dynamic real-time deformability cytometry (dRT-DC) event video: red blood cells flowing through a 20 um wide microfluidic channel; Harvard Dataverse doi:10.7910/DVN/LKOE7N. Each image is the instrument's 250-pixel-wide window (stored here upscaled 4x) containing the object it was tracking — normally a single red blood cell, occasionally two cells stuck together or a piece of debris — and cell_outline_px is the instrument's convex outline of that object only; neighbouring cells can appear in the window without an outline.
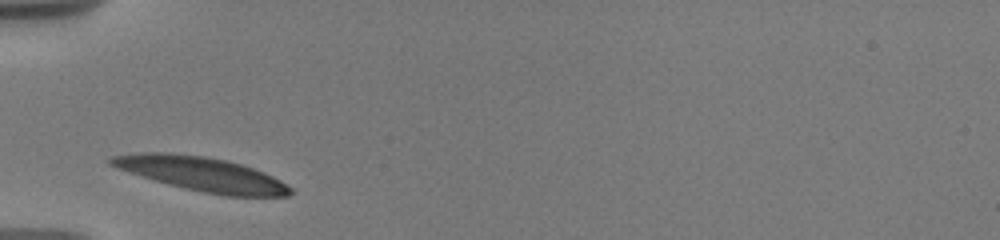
{"species": "human", "species_latin": "Homo sapiens", "temperature_condition": "warm", "stored_images_in_passage": 18, "camera_frame_rate_fps": 3000, "um_per_image_px": 0.085, "donor": {"sex": "male"}, "frame": {"image": 1, "passage_image": 1, "time_ms": 0.0, "image_size_px": [1000, 240], "cell_outline_px": [[292, 192], [288, 196], [228, 196], [204, 192], [156, 180], [116, 168], [108, 164], [108, 156], [136, 152], [168, 152], [204, 156], [224, 160], [240, 164], [264, 172], [280, 180], [292, 188]], "centroid_in_image_um": [17.11, 14.77], "position_along_channel_um": 67.9, "area_um2": 35.26}}
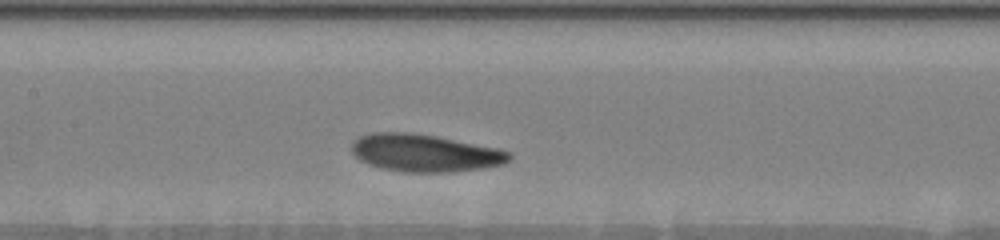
{"frame": {"image": 2, "passage_image": 6, "time_ms": 3.0, "image_size_px": [1000, 240], "cell_outline_px": [[512, 156], [504, 164], [484, 168], [452, 172], [404, 172], [380, 168], [368, 164], [360, 160], [352, 152], [352, 140], [360, 136], [372, 132], [412, 132], [436, 136], [496, 148], [512, 152]], "centroid_in_image_um": [36.09, 13.0], "position_along_channel_um": 171.3, "area_um2": 34.56}}
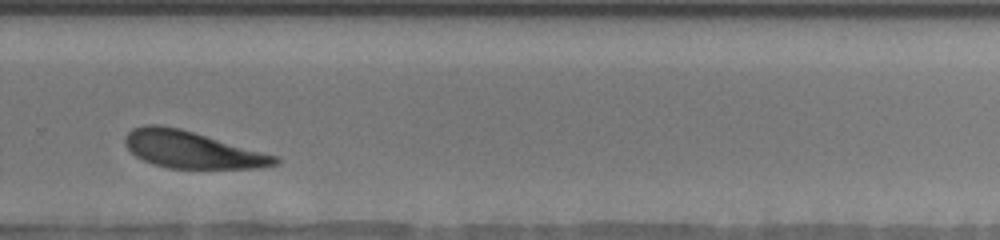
{"frame": {"image": 3, "passage_image": 13, "time_ms": 7.0, "image_size_px": [1000, 240], "cell_outline_px": [[280, 164], [260, 168], [168, 168], [152, 164], [136, 156], [124, 144], [124, 136], [132, 128], [144, 124], [156, 124], [180, 128], [280, 156]], "centroid_in_image_um": [16.34, 12.72], "position_along_channel_um": 313.5, "area_um2": 32.6}, "authors_computed_cell_mechanics": {"area_um2": 34.2465, "velocity_mm_per_s": 3.5655, "shape_relaxation_time_tau1_ms": 1.997, "shape_relaxation_time_tau2_ms": 4.1926, "deformation_change_tau1": 0.1051, "deformation_change_tau2": 0.1293}}